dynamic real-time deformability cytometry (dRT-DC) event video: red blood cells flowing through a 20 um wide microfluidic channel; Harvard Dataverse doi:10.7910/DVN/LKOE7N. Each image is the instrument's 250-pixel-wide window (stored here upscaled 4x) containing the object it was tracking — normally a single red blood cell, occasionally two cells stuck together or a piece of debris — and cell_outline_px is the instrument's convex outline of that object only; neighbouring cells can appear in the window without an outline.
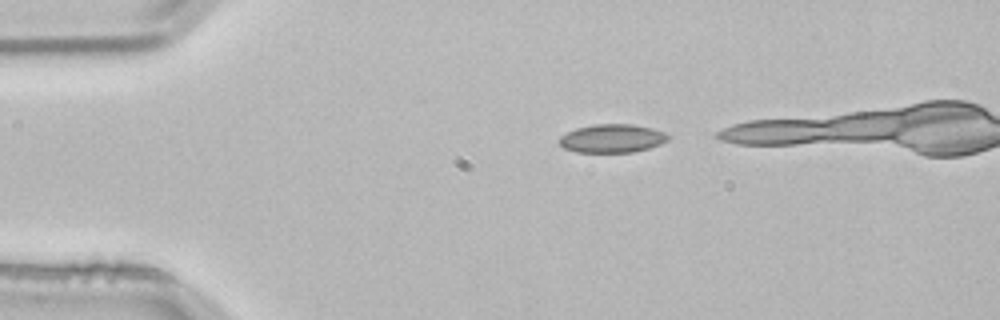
{"species": "common noctule bat (a hibernating species)", "species_latin": "Nyctalus noctula", "temperature_condition": "room temperature", "stored_images_in_passage": 5, "camera_frame_rate_fps": 3000, "um_per_image_px": 0.085, "animal": {"sex": "male", "body_mass_g": 21.5, "forearm_length_mm": 52.0}, "frame": {"image": 1, "passage_image": 1, "time_ms": 0.0, "image_size_px": [1000, 320], "cell_outline_px": [[672, 136], [668, 140], [660, 144], [648, 148], [632, 152], [576, 152], [564, 148], [560, 144], [560, 136], [576, 128], [592, 124], [632, 124], [652, 128], [664, 132]], "centroid_in_image_um": [52.05, 11.76], "position_along_channel_um": 32.9, "area_um2": 18.03}}